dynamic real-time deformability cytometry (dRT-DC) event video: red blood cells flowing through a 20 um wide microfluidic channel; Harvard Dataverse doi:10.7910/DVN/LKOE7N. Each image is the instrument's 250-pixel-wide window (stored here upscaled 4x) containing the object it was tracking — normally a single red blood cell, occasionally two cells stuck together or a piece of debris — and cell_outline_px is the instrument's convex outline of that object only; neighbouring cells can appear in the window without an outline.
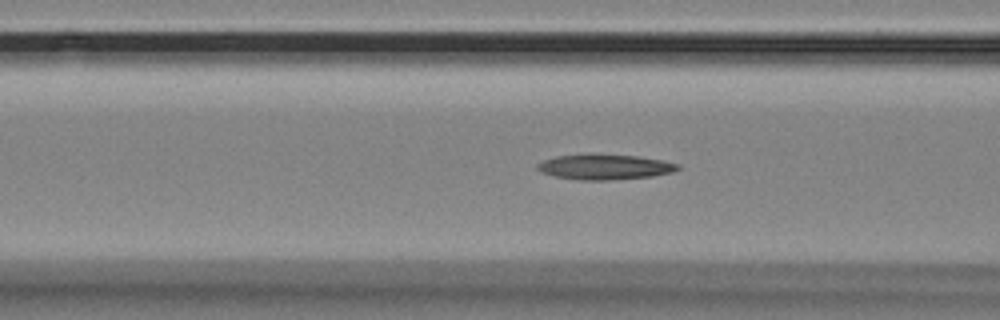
{"species": "Egyptian fruit bat (a non-hibernating species)", "species_latin": "Rousettus aegyptiacus", "temperature_condition": "room temperature", "stored_images_in_passage": 33, "camera_frame_rate_fps": 3000, "um_per_image_px": 0.085, "animal": {"sex": "female"}, "frame": {"image": 1, "passage_image": 10, "time_ms": 3.0, "image_size_px": [1000, 320], "cell_outline_px": [[680, 168], [672, 172], [652, 176], [608, 180], [580, 180], [556, 176], [540, 172], [536, 168], [536, 164], [544, 160], [556, 156], [592, 152], [636, 156], [660, 160], [680, 164]], "centroid_in_image_um": [51.36, 14.16], "position_along_channel_um": 115.2, "area_um2": 20.98}}
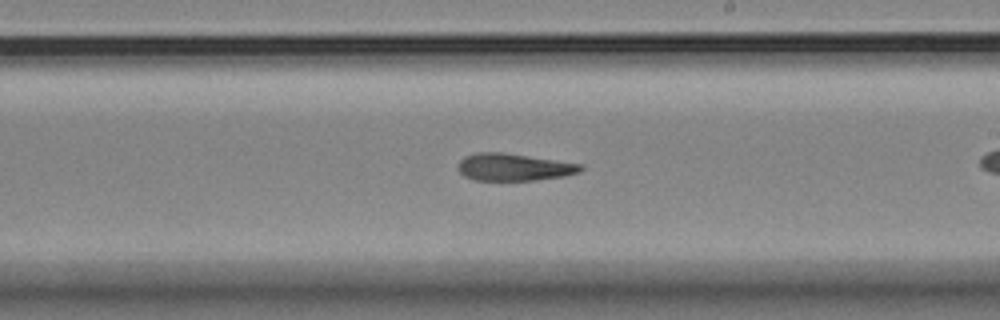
{"frame": {"image": 2, "passage_image": 21, "time_ms": 6.667, "image_size_px": [1000, 320], "cell_outline_px": [[584, 168], [580, 172], [564, 176], [536, 180], [476, 180], [464, 176], [456, 168], [460, 160], [464, 156], [476, 152], [504, 152], [584, 164]], "centroid_in_image_um": [43.68, 14.19], "position_along_channel_um": 245.3, "area_um2": 19.71}}
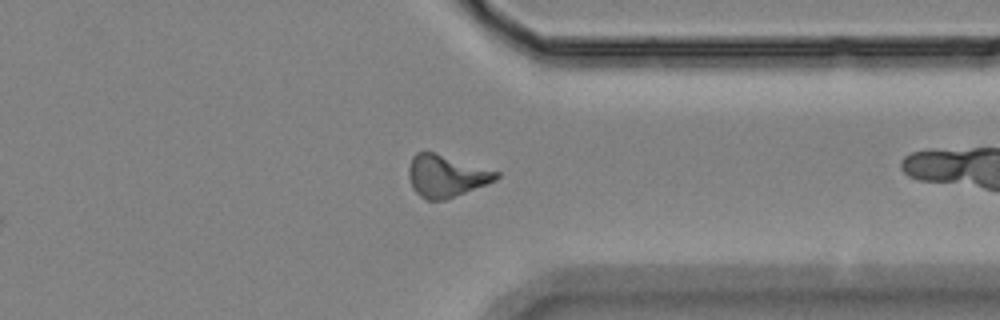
{"frame": {"image": 3, "passage_image": 32, "time_ms": 10.333, "image_size_px": [1000, 320], "cell_outline_px": [[500, 176], [496, 180], [488, 184], [444, 200], [428, 200], [420, 196], [412, 188], [408, 176], [408, 168], [412, 156], [416, 152], [436, 152], [500, 172]], "centroid_in_image_um": [37.92, 14.94], "position_along_channel_um": 373.5, "area_um2": 21.62}}